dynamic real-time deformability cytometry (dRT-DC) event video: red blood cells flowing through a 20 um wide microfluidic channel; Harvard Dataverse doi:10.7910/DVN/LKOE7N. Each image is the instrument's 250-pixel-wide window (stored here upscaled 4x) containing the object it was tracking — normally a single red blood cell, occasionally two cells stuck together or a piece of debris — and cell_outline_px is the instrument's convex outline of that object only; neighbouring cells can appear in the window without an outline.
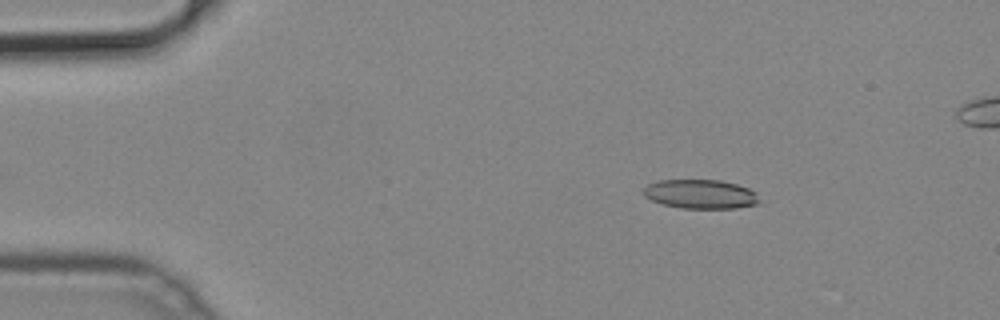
{"species": "common noctule bat (a hibernating species)", "species_latin": "Nyctalus noctula", "temperature_condition": "cold", "stored_images_in_passage": 26, "camera_frame_rate_fps": 3000, "um_per_image_px": 0.085, "animal": {"sex": "male", "body_mass_g": 19.2, "forearm_length_mm": 51.8}, "frame": {"image": 1, "passage_image": 2, "time_ms": 0.333, "image_size_px": [1000, 320], "cell_outline_px": [[764, 204], [736, 208], [680, 208], [664, 204], [652, 200], [644, 196], [644, 188], [648, 184], [660, 180], [720, 180], [736, 184], [748, 188], [756, 192]], "centroid_in_image_um": [59.63, 16.51], "position_along_channel_um": 25.4, "area_um2": 19.83}}
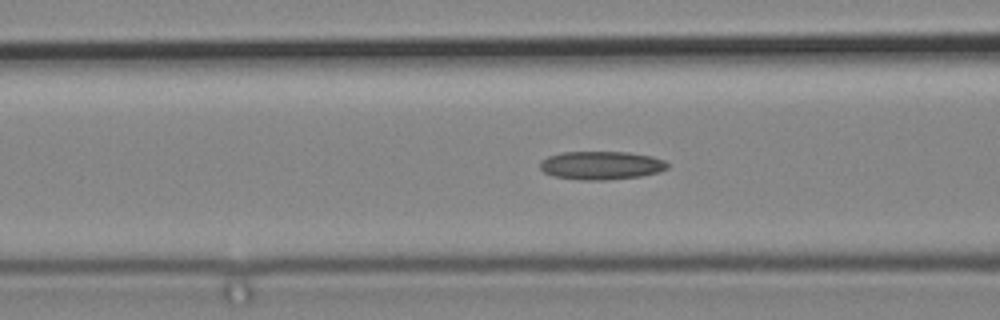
{"frame": {"image": 2, "passage_image": 14, "time_ms": 4.333, "image_size_px": [1000, 320], "cell_outline_px": [[668, 168], [660, 172], [640, 176], [604, 180], [580, 180], [552, 176], [544, 172], [540, 168], [540, 160], [548, 156], [560, 152], [628, 152], [652, 156], [664, 160], [668, 164]], "centroid_in_image_um": [51.08, 14.05], "position_along_channel_um": 115.5, "area_um2": 21.21}}
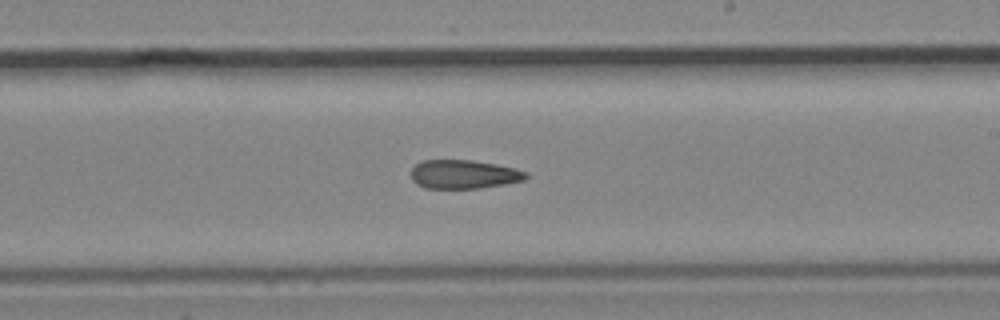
{"frame": {"image": 3, "passage_image": 24, "time_ms": 7.667, "image_size_px": [1000, 320], "cell_outline_px": [[528, 176], [524, 180], [504, 184], [480, 188], [424, 188], [416, 184], [412, 180], [412, 168], [420, 160], [472, 160], [496, 164], [516, 168], [528, 172]], "centroid_in_image_um": [39.42, 14.81], "position_along_channel_um": 249.6, "area_um2": 19.36}}